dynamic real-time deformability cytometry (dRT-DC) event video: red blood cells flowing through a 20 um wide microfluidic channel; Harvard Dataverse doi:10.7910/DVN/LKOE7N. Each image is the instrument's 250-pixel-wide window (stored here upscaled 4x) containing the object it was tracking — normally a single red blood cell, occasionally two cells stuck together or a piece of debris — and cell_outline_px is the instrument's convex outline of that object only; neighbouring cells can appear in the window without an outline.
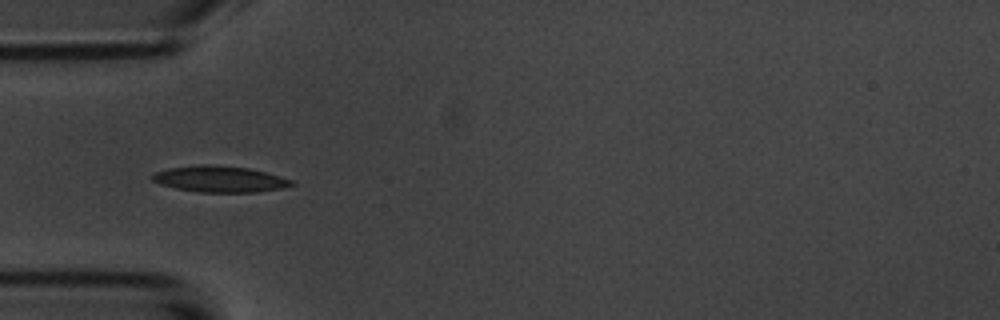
{"species": "common noctule bat (a hibernating species)", "species_latin": "Nyctalus noctula", "temperature_condition": "room temperature", "stored_images_in_passage": 10, "camera_frame_rate_fps": 3000, "um_per_image_px": 0.085, "animal": {"sex": "male", "body_mass_g": 20.1, "forearm_length_mm": 53.5}, "frame": {"image": 1, "passage_image": 4, "time_ms": 4.333, "image_size_px": [1000, 320], "cell_outline_px": [[296, 184], [280, 188], [256, 192], [200, 192], [176, 188], [160, 184], [152, 180], [152, 176], [156, 172], [168, 168], [200, 164], [208, 164], [248, 168], [264, 172], [292, 180]], "centroid_in_image_um": [18.65, 15.22], "position_along_channel_um": 66.3, "area_um2": 20.98}}
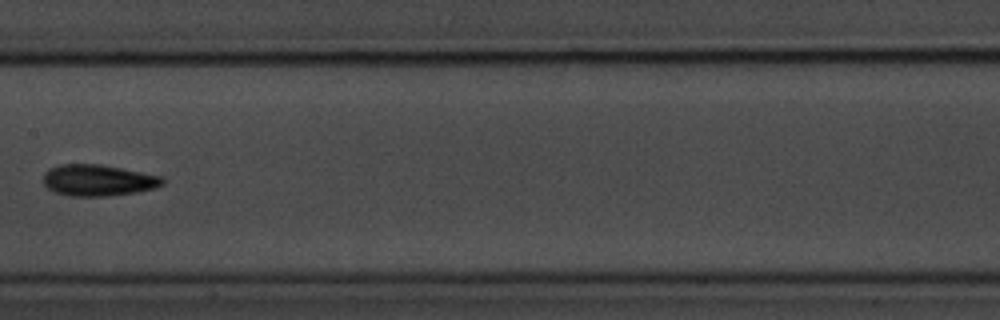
{"frame": {"image": 2, "passage_image": 7, "time_ms": 8.0, "image_size_px": [1000, 320], "cell_outline_px": [[164, 184], [156, 188], [136, 192], [108, 196], [68, 196], [56, 192], [48, 188], [44, 184], [44, 172], [60, 164], [100, 164], [164, 176]], "centroid_in_image_um": [8.38, 15.32], "position_along_channel_um": 199.0, "area_um2": 21.85}}
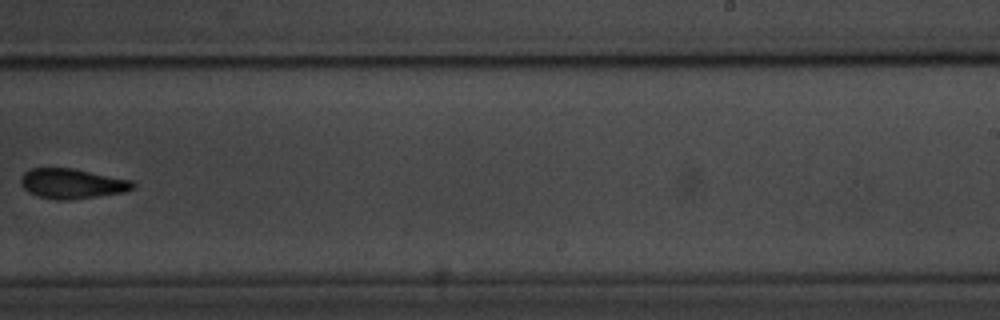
{"frame": {"image": 3, "passage_image": 9, "time_ms": 10.333, "image_size_px": [1000, 320], "cell_outline_px": [[136, 188], [124, 192], [100, 196], [68, 200], [56, 200], [40, 196], [28, 192], [20, 184], [20, 176], [28, 168], [72, 168], [132, 180], [136, 184]], "centroid_in_image_um": [6.13, 15.6], "position_along_channel_um": 282.9, "area_um2": 19.77}}